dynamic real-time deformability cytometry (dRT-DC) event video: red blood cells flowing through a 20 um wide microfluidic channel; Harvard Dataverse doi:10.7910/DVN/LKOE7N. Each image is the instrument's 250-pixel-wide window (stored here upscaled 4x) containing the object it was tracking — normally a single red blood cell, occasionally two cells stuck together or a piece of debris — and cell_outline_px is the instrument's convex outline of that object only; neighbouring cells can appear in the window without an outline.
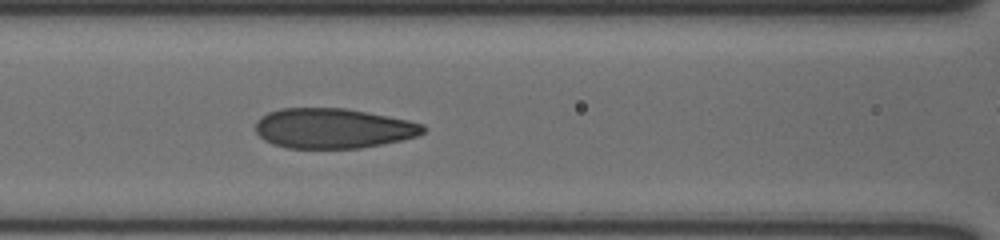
{"species": "human", "species_latin": "Homo sapiens", "temperature_condition": "cold", "stored_images_in_passage": 6, "segment_of_instrument_passage": [1, 2], "camera_frame_rate_fps": 3000, "um_per_image_px": 0.085, "donor": {"sex": "male"}, "frame": {"image": 1, "passage_image": 5, "time_ms": 1.333, "image_size_px": [1000, 240], "cell_outline_px": [[428, 128], [420, 136], [360, 148], [288, 148], [272, 144], [264, 140], [256, 132], [256, 120], [260, 116], [268, 112], [280, 108], [344, 108], [408, 120], [424, 124]], "centroid_in_image_um": [28.3, 10.91], "position_along_channel_um": 138.3, "area_um2": 39.19}}